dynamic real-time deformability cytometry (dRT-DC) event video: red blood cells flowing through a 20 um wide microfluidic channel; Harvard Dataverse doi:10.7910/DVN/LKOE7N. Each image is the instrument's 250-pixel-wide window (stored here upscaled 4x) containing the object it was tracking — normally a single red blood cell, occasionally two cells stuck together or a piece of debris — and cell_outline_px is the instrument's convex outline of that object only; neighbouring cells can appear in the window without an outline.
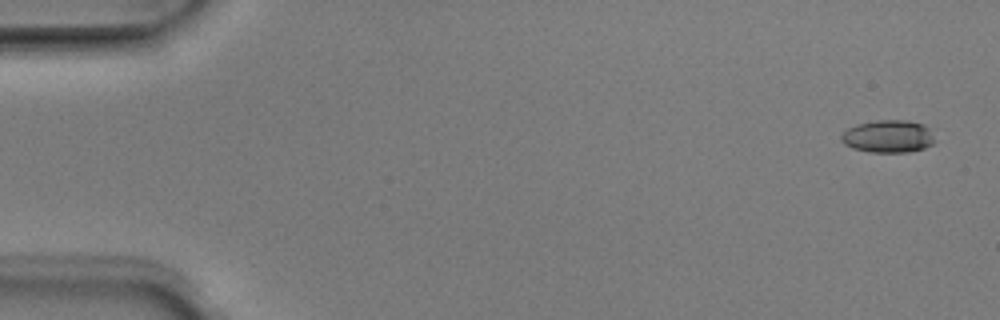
{"species": "Egyptian fruit bat (a non-hibernating species)", "species_latin": "Rousettus aegyptiacus", "temperature_condition": "room temperature", "stored_images_in_passage": 4, "camera_frame_rate_fps": 3000, "um_per_image_px": 0.085, "animal": {"sex": "male"}, "frame": {"image": 1, "passage_image": 1, "time_ms": 0.0, "image_size_px": [1000, 320], "cell_outline_px": [[936, 140], [932, 144], [924, 148], [908, 152], [868, 152], [852, 148], [844, 144], [840, 140], [840, 136], [848, 128], [856, 124], [876, 120], [908, 120], [924, 124], [928, 128]], "centroid_in_image_um": [75.48, 11.59], "position_along_channel_um": 9.5, "area_um2": 17.92}}
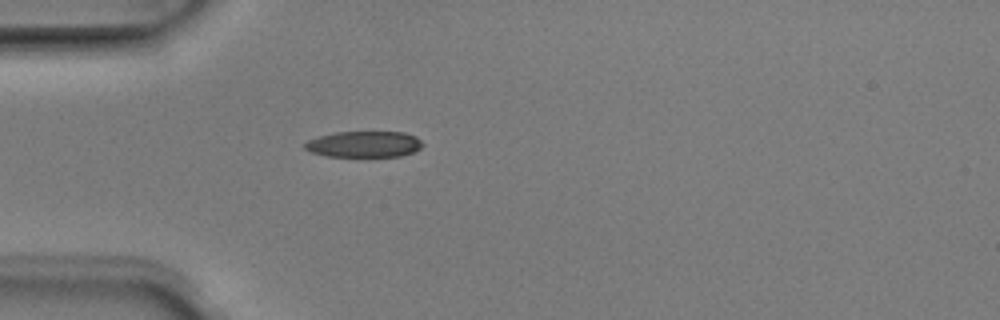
{"frame": {"image": 2, "passage_image": 4, "time_ms": 1.0, "image_size_px": [1000, 320], "cell_outline_px": [[424, 144], [420, 148], [412, 152], [400, 156], [324, 156], [308, 152], [304, 148], [304, 144], [308, 140], [320, 136], [336, 132], [404, 132], [416, 136]], "centroid_in_image_um": [30.92, 12.26], "position_along_channel_um": 54.1, "area_um2": 17.92}}